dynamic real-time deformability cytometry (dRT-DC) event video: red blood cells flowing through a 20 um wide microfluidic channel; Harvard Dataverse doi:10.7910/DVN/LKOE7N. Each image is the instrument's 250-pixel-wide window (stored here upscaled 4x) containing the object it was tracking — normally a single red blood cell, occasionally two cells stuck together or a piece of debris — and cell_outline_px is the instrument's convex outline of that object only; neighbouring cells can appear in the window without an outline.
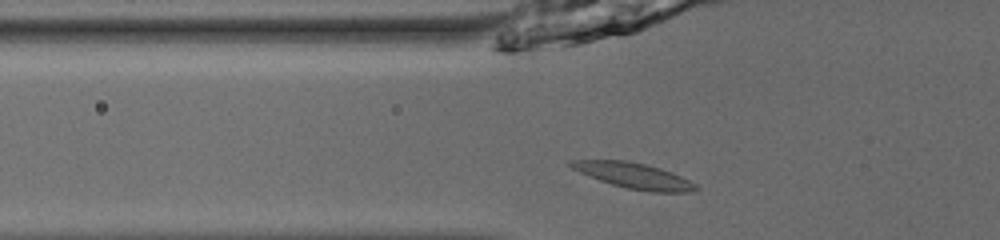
{"species": "common noctule bat (a hibernating species)", "species_latin": "Nyctalus noctula", "temperature_condition": "room temperature", "stored_images_in_passage": 35, "camera_frame_rate_fps": 3000, "um_per_image_px": 0.085, "animal": {"sex": "male", "body_mass_g": 13.0, "forearm_length_mm": 53.1}, "frame": {"image": 1, "passage_image": 3, "time_ms": 0.667, "image_size_px": [1000, 240], "cell_outline_px": [[700, 188], [692, 192], [652, 192], [628, 188], [612, 184], [588, 176], [572, 168], [568, 164], [568, 160], [628, 160], [660, 168], [672, 172], [696, 184]], "centroid_in_image_um": [53.89, 14.93], "position_along_channel_um": 71.9, "area_um2": 18.55}}
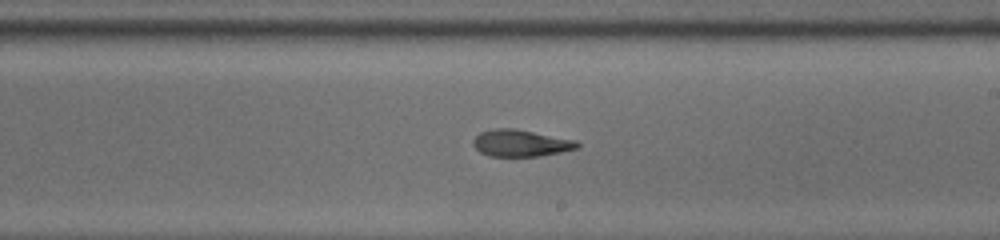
{"frame": {"image": 2, "passage_image": 16, "time_ms": 5.0, "image_size_px": [1000, 240], "cell_outline_px": [[580, 148], [540, 156], [488, 156], [480, 152], [472, 144], [472, 140], [480, 132], [496, 128], [512, 128], [576, 140], [580, 144]], "centroid_in_image_um": [44.26, 12.17], "position_along_channel_um": 244.7, "area_um2": 16.24}}
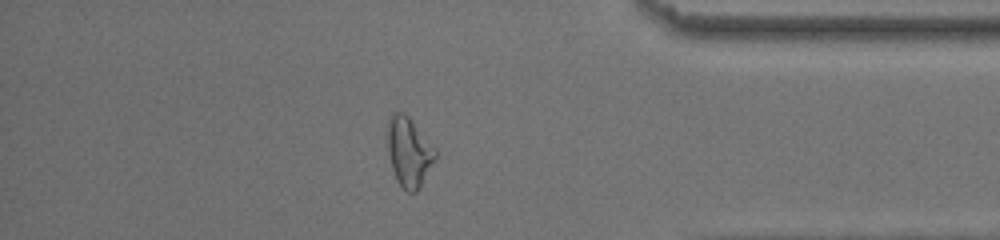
{"frame": {"image": 3, "passage_image": 29, "time_ms": 9.333, "image_size_px": [1000, 240], "cell_outline_px": [[436, 156], [420, 188], [416, 192], [408, 192], [396, 180], [392, 168], [388, 152], [388, 120], [392, 112], [404, 112], [408, 116], [436, 148]], "centroid_in_image_um": [34.76, 12.9], "position_along_channel_um": 400.4, "area_um2": 19.19}, "authors_computed_cell_mechanics": {"area_um2": 16.762, "velocity_mm_per_s": 3.9902, "shape_relaxation_time_tau1_ms": 10.0589, "shape_relaxation_time_tau2_ms": 3.7059, "deformation_change_tau1": 0.2732, "deformation_change_tau2": 0.1215}}